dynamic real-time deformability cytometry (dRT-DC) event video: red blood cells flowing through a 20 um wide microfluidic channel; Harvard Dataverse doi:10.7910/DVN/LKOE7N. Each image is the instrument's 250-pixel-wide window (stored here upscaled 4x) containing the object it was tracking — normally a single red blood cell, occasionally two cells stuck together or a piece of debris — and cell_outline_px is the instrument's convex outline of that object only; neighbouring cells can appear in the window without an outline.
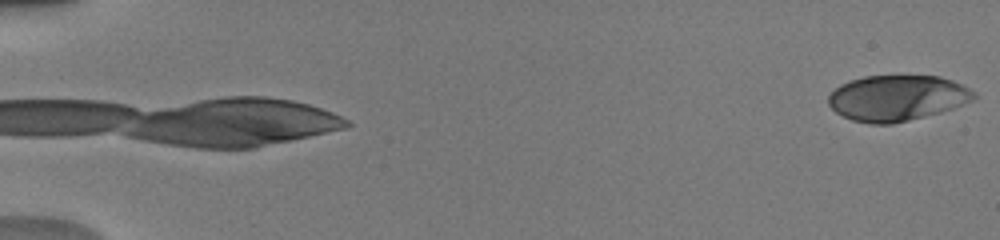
{"species": "human", "species_latin": "Homo sapiens", "temperature_condition": "warm", "stored_images_in_passage": 10, "camera_frame_rate_fps": 3000, "um_per_image_px": 0.085, "donor": {"sex": "male"}, "frame": {"image": 1, "passage_image": 10, "time_ms": 5.667, "image_size_px": [1000, 240], "cell_outline_px": [[976, 96], [972, 100], [952, 108], [940, 112], [892, 124], [868, 124], [852, 120], [836, 112], [828, 104], [828, 96], [840, 84], [848, 80], [864, 76], [940, 76], [952, 80], [976, 92]], "centroid_in_image_um": [76.22, 8.32], "position_along_channel_um": 8.8, "area_um2": 38.61}}